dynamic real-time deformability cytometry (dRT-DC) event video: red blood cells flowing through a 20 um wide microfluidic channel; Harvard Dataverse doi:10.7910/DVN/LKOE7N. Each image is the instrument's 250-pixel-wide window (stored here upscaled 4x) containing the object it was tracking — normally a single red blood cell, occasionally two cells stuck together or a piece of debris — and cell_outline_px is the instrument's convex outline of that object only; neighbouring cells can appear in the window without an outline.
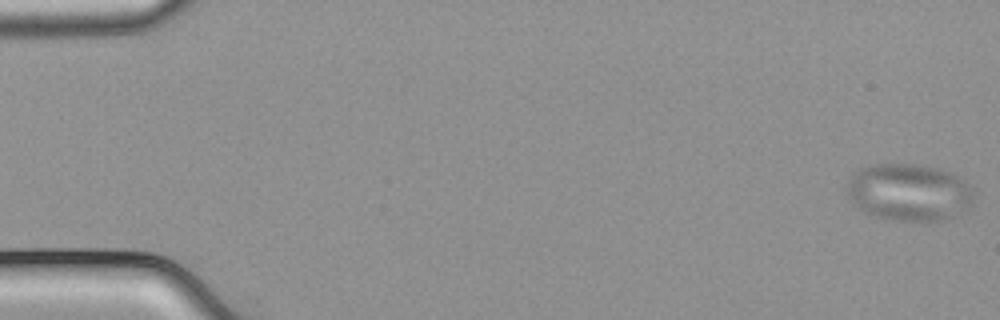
{"species": "common noctule bat (a hibernating species)", "species_latin": "Nyctalus noctula", "temperature_condition": "cold", "stored_images_in_passage": 55, "camera_frame_rate_fps": 3000, "um_per_image_px": 0.085, "animal": {"sex": "male", "body_mass_g": 21.5, "forearm_length_mm": 52.0}, "frame": {"image": 1, "passage_image": 1, "time_ms": 0.0, "image_size_px": [1000, 320], "cell_outline_px": [[972, 204], [968, 208], [948, 220], [900, 220], [876, 216], [852, 204], [848, 196], [848, 184], [856, 168], [868, 164], [920, 164], [940, 168], [960, 176], [972, 188]], "centroid_in_image_um": [77.28, 16.31], "position_along_channel_um": 7.7, "area_um2": 42.37}}
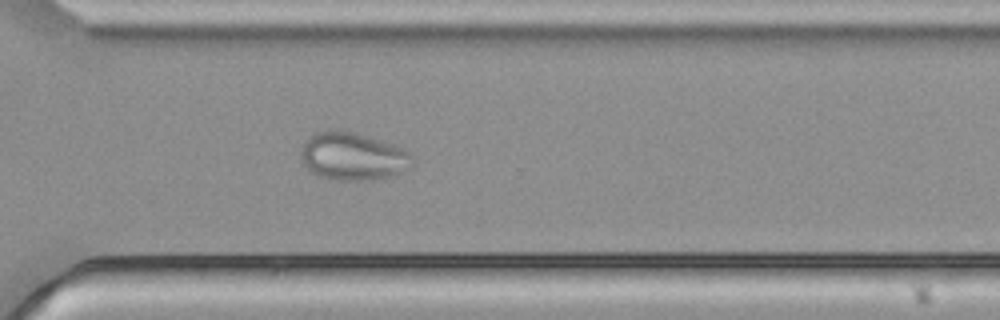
{"frame": {"image": 2, "passage_image": 40, "time_ms": 13.0, "image_size_px": [1000, 320], "cell_outline_px": [[412, 168], [388, 176], [372, 180], [340, 180], [320, 176], [312, 172], [300, 164], [300, 152], [308, 136], [316, 132], [352, 132], [400, 148], [408, 152], [412, 156]], "centroid_in_image_um": [29.94, 13.33], "position_along_channel_um": 340.7, "area_um2": 30.29}}
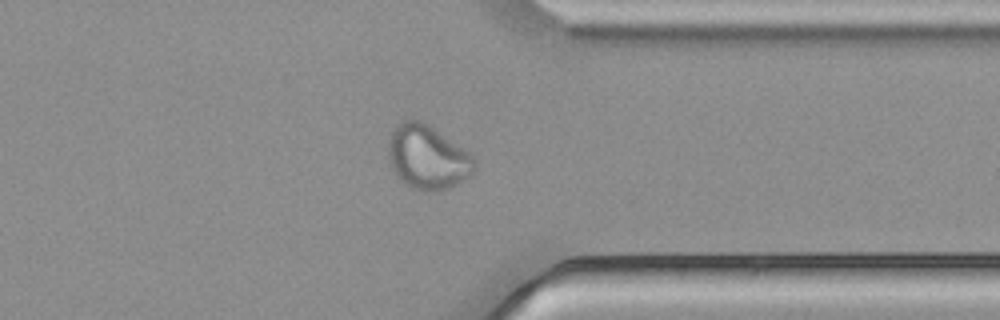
{"frame": {"image": 3, "passage_image": 43, "time_ms": 14.0, "image_size_px": [1000, 320], "cell_outline_px": [[476, 172], [472, 176], [440, 192], [432, 192], [412, 188], [404, 184], [396, 176], [392, 168], [388, 156], [388, 140], [396, 124], [404, 120], [420, 120], [428, 124], [468, 152], [476, 160]], "centroid_in_image_um": [36.34, 13.39], "position_along_channel_um": 375.1, "area_um2": 32.43}}